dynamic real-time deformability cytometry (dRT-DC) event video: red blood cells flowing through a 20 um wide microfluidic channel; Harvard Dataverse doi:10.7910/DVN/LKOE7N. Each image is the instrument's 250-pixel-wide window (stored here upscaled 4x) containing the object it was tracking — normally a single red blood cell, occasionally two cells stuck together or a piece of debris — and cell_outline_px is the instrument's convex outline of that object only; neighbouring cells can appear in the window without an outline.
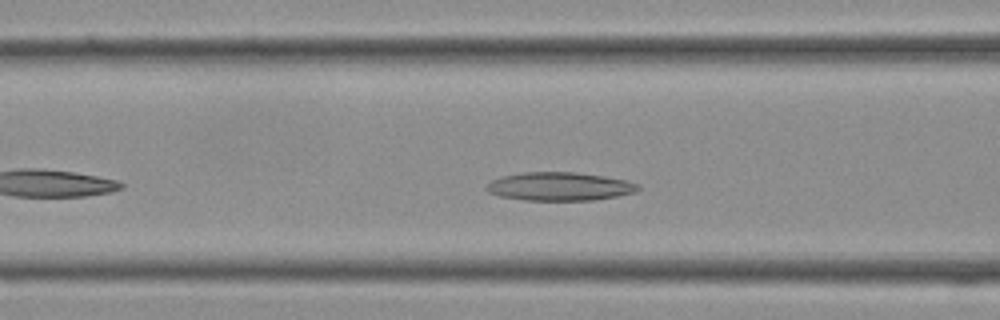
{"species": "Egyptian fruit bat (a non-hibernating species)", "species_latin": "Rousettus aegyptiacus", "temperature_condition": "cold", "stored_images_in_passage": 30, "camera_frame_rate_fps": 3000, "um_per_image_px": 0.085, "frame": {"image": 1, "passage_image": 7, "time_ms": 2.0, "image_size_px": [1000, 320], "cell_outline_px": [[640, 188], [636, 192], [596, 200], [524, 200], [500, 196], [488, 192], [484, 188], [492, 180], [500, 176], [520, 172], [576, 172], [604, 176], [624, 180], [640, 184]], "centroid_in_image_um": [47.55, 15.84], "position_along_channel_um": 119.1, "area_um2": 25.2}}
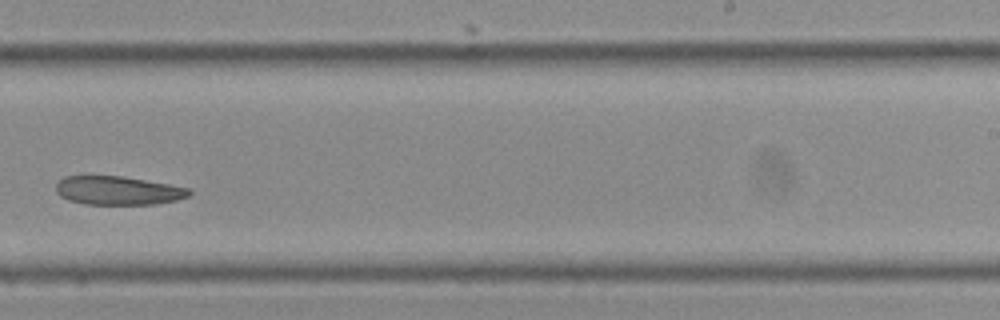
{"frame": {"image": 2, "passage_image": 16, "time_ms": 5.0, "image_size_px": [1000, 320], "cell_outline_px": [[192, 192], [188, 196], [176, 200], [156, 204], [84, 204], [68, 200], [60, 196], [56, 192], [56, 184], [64, 176], [124, 176], [168, 184], [188, 188]], "centroid_in_image_um": [10.01, 16.19], "position_along_channel_um": 279.0, "area_um2": 22.2}}
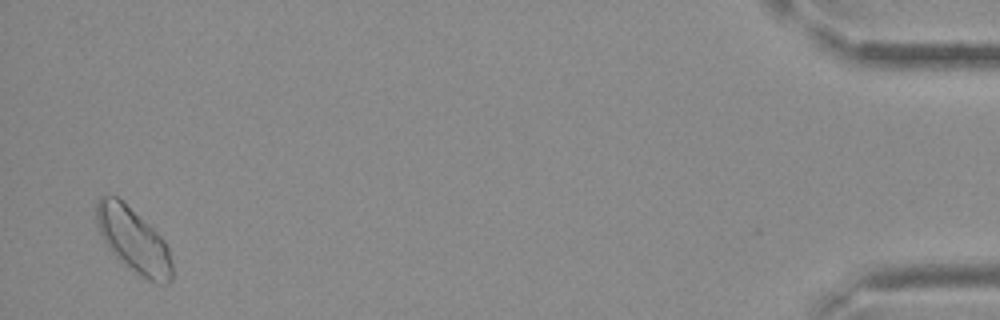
{"frame": {"image": 3, "passage_image": 29, "time_ms": 9.333, "image_size_px": [1000, 320], "cell_outline_px": [[172, 280], [168, 284], [160, 284], [148, 280], [140, 276], [128, 268], [108, 248], [96, 224], [96, 200], [100, 196], [116, 196], [148, 224], [164, 240], [168, 248], [172, 264]], "centroid_in_image_um": [11.34, 20.44], "position_along_channel_um": 423.9, "area_um2": 28.21}}